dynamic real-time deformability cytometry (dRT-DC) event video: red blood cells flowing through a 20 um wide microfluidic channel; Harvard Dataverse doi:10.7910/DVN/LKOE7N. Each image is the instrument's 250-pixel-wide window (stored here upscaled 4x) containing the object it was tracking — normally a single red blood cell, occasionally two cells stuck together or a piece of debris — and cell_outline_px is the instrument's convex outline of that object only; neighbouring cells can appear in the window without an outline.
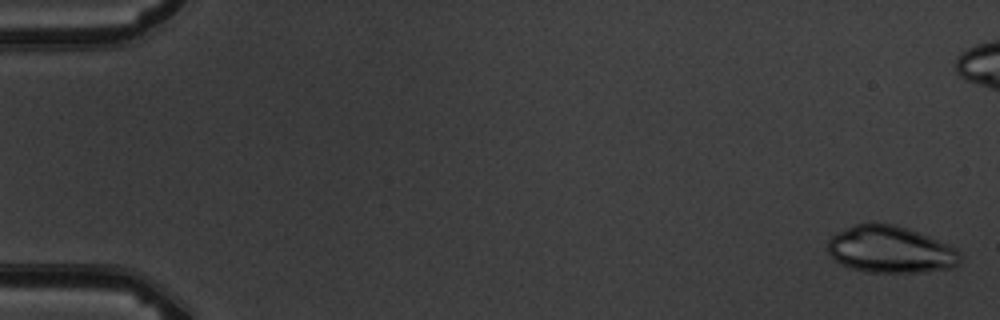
{"species": "common noctule bat (a hibernating species)", "species_latin": "Nyctalus noctula", "temperature_condition": "warm", "stored_images_in_passage": 7, "camera_frame_rate_fps": 3000, "um_per_image_px": 0.085, "animal": {"sex": "male", "body_mass_g": 19.5, "forearm_length_mm": 54.6}, "frame": {"image": 1, "passage_image": 1, "time_ms": 0.0, "image_size_px": [1000, 320], "cell_outline_px": [[964, 256], [952, 268], [924, 272], [868, 272], [852, 268], [840, 264], [828, 252], [828, 240], [832, 236], [852, 224], [892, 224], [908, 228], [928, 236], [956, 248]], "centroid_in_image_um": [75.71, 21.22], "position_along_channel_um": 9.3, "area_um2": 36.01}}